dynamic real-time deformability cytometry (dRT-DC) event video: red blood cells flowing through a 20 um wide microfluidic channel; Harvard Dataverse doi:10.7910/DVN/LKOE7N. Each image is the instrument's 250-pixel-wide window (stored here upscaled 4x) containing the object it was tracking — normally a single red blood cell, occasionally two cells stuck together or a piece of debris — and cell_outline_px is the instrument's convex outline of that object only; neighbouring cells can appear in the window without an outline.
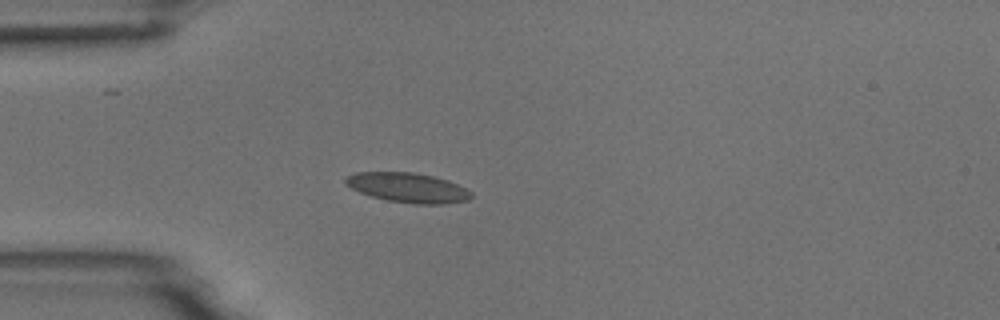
{"species": "common noctule bat (a hibernating species)", "species_latin": "Nyctalus noctula", "temperature_condition": "room temperature", "stored_images_in_passage": 5, "camera_frame_rate_fps": 3000, "um_per_image_px": 0.085, "animal": {"sex": "male", "body_mass_g": 18.8}, "frame": {"image": 1, "passage_image": 4, "time_ms": 3.667, "image_size_px": [1000, 320], "cell_outline_px": [[472, 196], [468, 200], [444, 204], [412, 204], [388, 200], [372, 196], [360, 192], [344, 184], [344, 180], [348, 176], [356, 172], [412, 172], [432, 176], [448, 180], [472, 192]], "centroid_in_image_um": [34.66, 15.95], "position_along_channel_um": 50.3, "area_um2": 21.62}}